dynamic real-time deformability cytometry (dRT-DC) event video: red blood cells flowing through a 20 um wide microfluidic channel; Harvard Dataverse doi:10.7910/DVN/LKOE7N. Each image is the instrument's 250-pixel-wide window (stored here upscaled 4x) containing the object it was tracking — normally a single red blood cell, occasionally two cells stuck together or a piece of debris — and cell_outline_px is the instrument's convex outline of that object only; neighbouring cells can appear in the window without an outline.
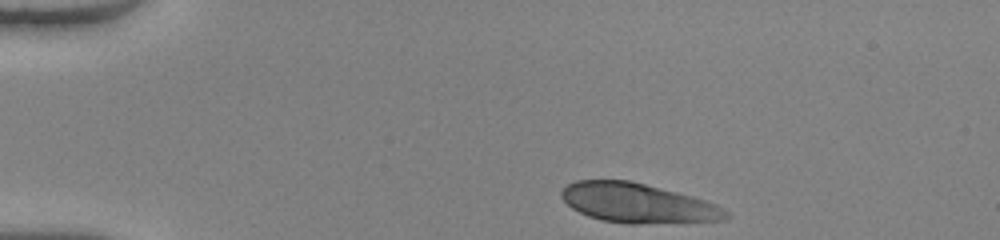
{"species": "human", "species_latin": "Homo sapiens", "temperature_condition": "warm", "stored_images_in_passage": 36, "camera_frame_rate_fps": 3000, "um_per_image_px": 0.085, "donor": {"sex": "female"}, "frame": {"image": 1, "passage_image": 1, "time_ms": 0.0, "image_size_px": [1000, 240], "cell_outline_px": [[732, 216], [724, 220], [636, 224], [628, 224], [600, 220], [588, 216], [572, 208], [560, 196], [560, 192], [568, 184], [576, 180], [632, 180], [692, 196], [716, 204], [728, 212]], "centroid_in_image_um": [54.2, 17.26], "position_along_channel_um": 30.8, "area_um2": 37.92}}
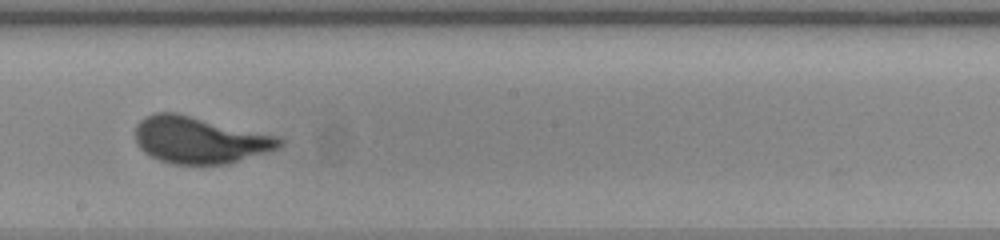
{"frame": {"image": 2, "passage_image": 21, "time_ms": 6.667, "image_size_px": [1000, 240], "cell_outline_px": [[284, 144], [280, 148], [228, 164], [172, 164], [160, 160], [144, 152], [136, 144], [136, 124], [144, 116], [156, 112], [176, 112], [280, 136], [284, 140]], "centroid_in_image_um": [17.0, 11.89], "position_along_channel_um": 231.2, "area_um2": 39.65}}
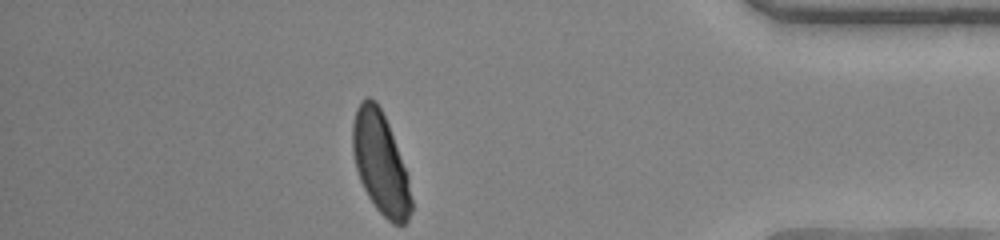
{"frame": {"image": 3, "passage_image": 36, "time_ms": 11.667, "image_size_px": [1000, 240], "cell_outline_px": [[412, 208], [408, 220], [404, 224], [392, 224], [376, 208], [368, 196], [360, 180], [356, 168], [352, 152], [352, 124], [356, 108], [360, 100], [364, 96], [368, 96], [376, 100], [388, 124], [408, 176], [412, 200]], "centroid_in_image_um": [32.32, 13.84], "position_along_channel_um": 402.9, "area_um2": 34.74}, "authors_computed_cell_mechanics": {"area_um2": 38.6682, "velocity_mm_per_s": 4.0896, "shape_relaxation_time_tau1_ms": 6.0468, "shape_relaxation_time_tau2_ms": null, "deformation_change_tau1": 0.2453, "deformation_change_tau2": null}}